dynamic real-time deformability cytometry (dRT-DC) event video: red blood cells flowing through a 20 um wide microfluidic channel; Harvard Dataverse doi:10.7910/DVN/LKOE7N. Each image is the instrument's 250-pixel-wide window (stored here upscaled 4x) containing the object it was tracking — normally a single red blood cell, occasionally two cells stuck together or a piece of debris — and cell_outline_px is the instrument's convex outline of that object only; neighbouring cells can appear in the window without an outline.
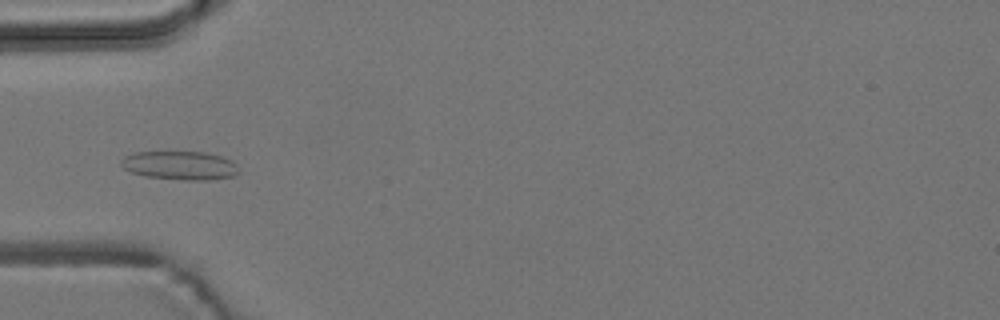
{"species": "common noctule bat (a hibernating species)", "species_latin": "Nyctalus noctula", "temperature_condition": "room temperature", "stored_images_in_passage": 4, "camera_frame_rate_fps": 3000, "um_per_image_px": 0.085, "animal": {"sex": "male", "body_mass_g": 19.2, "forearm_length_mm": 51.8}, "frame": {"image": 1, "passage_image": 1, "time_ms": 0.0, "image_size_px": [1000, 320], "cell_outline_px": [[240, 172], [236, 176], [212, 180], [184, 180], [144, 176], [132, 172], [124, 168], [120, 164], [120, 160], [124, 156], [136, 152], [204, 152], [220, 156], [232, 160], [236, 164]], "centroid_in_image_um": [15.33, 14.07], "position_along_channel_um": 69.7, "area_um2": 19.83}}
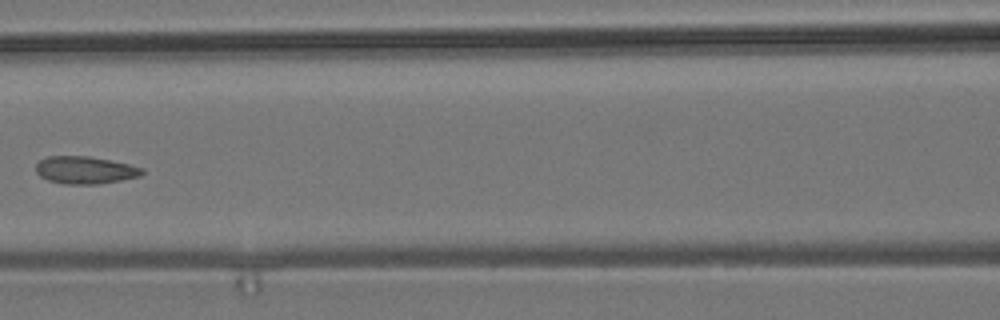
{"frame": {"image": 2, "passage_image": 3, "time_ms": 2.333, "image_size_px": [1000, 320], "cell_outline_px": [[144, 172], [140, 176], [120, 180], [96, 184], [64, 184], [48, 180], [40, 176], [36, 172], [36, 164], [40, 160], [48, 156], [88, 156], [128, 164], [144, 168]], "centroid_in_image_um": [7.21, 14.46], "position_along_channel_um": 159.4, "area_um2": 16.88}}
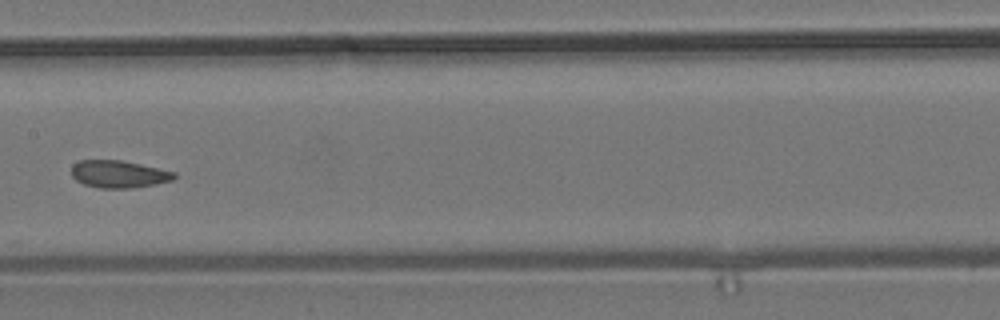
{"frame": {"image": 3, "passage_image": 4, "time_ms": 3.333, "image_size_px": [1000, 320], "cell_outline_px": [[176, 176], [172, 180], [156, 184], [132, 188], [100, 188], [84, 184], [76, 180], [72, 176], [72, 164], [80, 160], [120, 160], [140, 164], [176, 172]], "centroid_in_image_um": [10.09, 14.8], "position_along_channel_um": 197.3, "area_um2": 16.36}}